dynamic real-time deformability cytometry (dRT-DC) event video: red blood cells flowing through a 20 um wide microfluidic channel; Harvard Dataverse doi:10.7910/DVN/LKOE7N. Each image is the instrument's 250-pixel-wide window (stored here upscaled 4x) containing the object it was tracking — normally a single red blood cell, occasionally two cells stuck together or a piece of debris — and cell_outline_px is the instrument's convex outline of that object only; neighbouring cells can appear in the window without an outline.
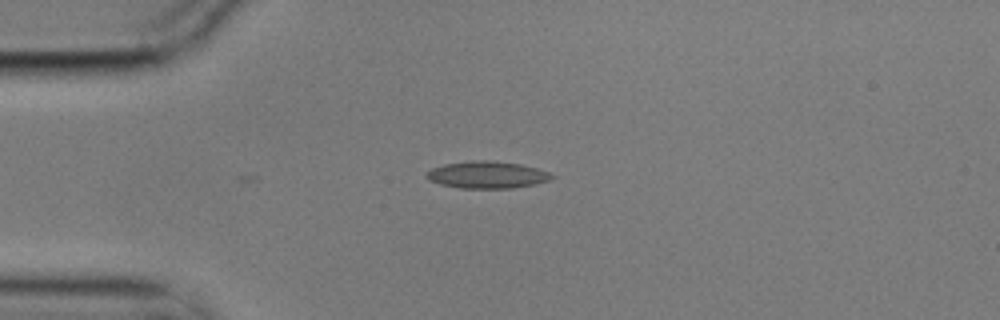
{"species": "common noctule bat (a hibernating species)", "species_latin": "Nyctalus noctula", "temperature_condition": "cold", "stored_images_in_passage": 3, "camera_frame_rate_fps": 3000, "um_per_image_px": 0.085, "animal": {"sex": "male", "body_mass_g": 17.9}, "frame": {"image": 1, "passage_image": 3, "time_ms": 0.667, "image_size_px": [1000, 320], "cell_outline_px": [[556, 176], [548, 180], [536, 184], [512, 188], [460, 188], [440, 184], [428, 180], [424, 176], [424, 172], [432, 168], [444, 164], [472, 160], [492, 160], [520, 164], [536, 168], [548, 172]], "centroid_in_image_um": [41.36, 14.85], "position_along_channel_um": 43.6, "area_um2": 19.88}}